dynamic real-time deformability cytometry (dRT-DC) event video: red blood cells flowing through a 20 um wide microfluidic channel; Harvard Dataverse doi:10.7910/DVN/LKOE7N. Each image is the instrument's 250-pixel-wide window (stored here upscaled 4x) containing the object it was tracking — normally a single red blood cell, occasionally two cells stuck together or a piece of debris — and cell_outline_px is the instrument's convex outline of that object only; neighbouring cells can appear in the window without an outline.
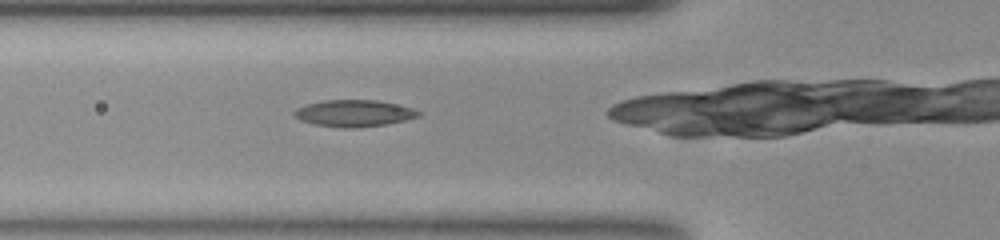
{"species": "common noctule bat (a hibernating species)", "species_latin": "Nyctalus noctula", "temperature_condition": "room temperature", "stored_images_in_passage": 34, "camera_frame_rate_fps": 3000, "um_per_image_px": 0.085, "animal": {"sex": "female", "body_mass_g": 23.0, "forearm_length_mm": 53.4}, "frame": {"image": 1, "passage_image": 10, "time_ms": 3.0, "image_size_px": [1000, 240], "cell_outline_px": [[420, 116], [388, 124], [352, 128], [344, 128], [316, 124], [300, 120], [292, 112], [296, 108], [304, 104], [324, 100], [376, 100], [396, 104], [412, 108], [420, 112]], "centroid_in_image_um": [30.07, 9.62], "position_along_channel_um": 95.7, "area_um2": 19.25}}
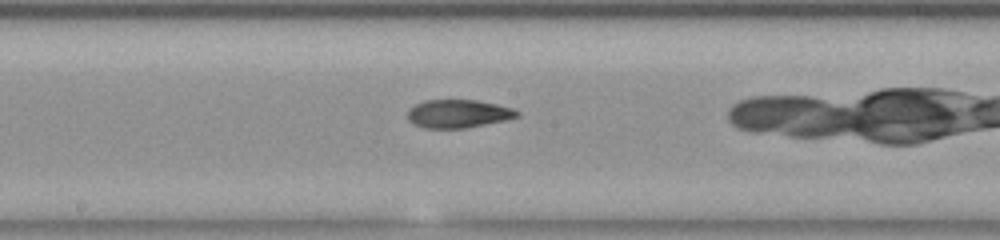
{"frame": {"image": 2, "passage_image": 19, "time_ms": 6.0, "image_size_px": [1000, 240], "cell_outline_px": [[520, 116], [504, 120], [464, 128], [424, 128], [412, 124], [408, 120], [408, 108], [424, 100], [476, 100], [496, 104], [512, 108], [520, 112]], "centroid_in_image_um": [38.91, 9.66], "position_along_channel_um": 209.3, "area_um2": 17.98}}
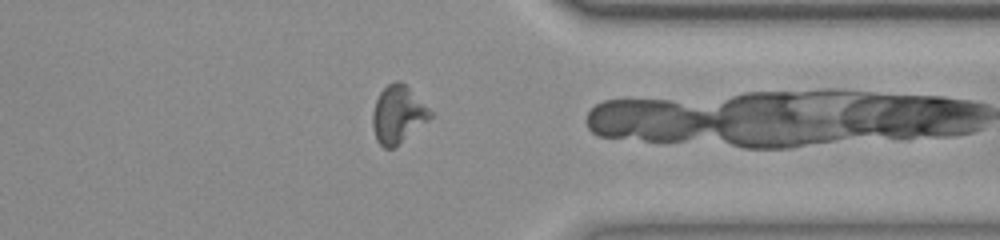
{"frame": {"image": 3, "passage_image": 33, "time_ms": 10.667, "image_size_px": [1000, 240], "cell_outline_px": [[432, 116], [428, 120], [392, 148], [384, 148], [376, 140], [372, 128], [372, 112], [376, 100], [380, 92], [388, 84], [396, 80], [400, 80], [432, 112]], "centroid_in_image_um": [33.77, 9.72], "position_along_channel_um": 377.6, "area_um2": 18.84}}